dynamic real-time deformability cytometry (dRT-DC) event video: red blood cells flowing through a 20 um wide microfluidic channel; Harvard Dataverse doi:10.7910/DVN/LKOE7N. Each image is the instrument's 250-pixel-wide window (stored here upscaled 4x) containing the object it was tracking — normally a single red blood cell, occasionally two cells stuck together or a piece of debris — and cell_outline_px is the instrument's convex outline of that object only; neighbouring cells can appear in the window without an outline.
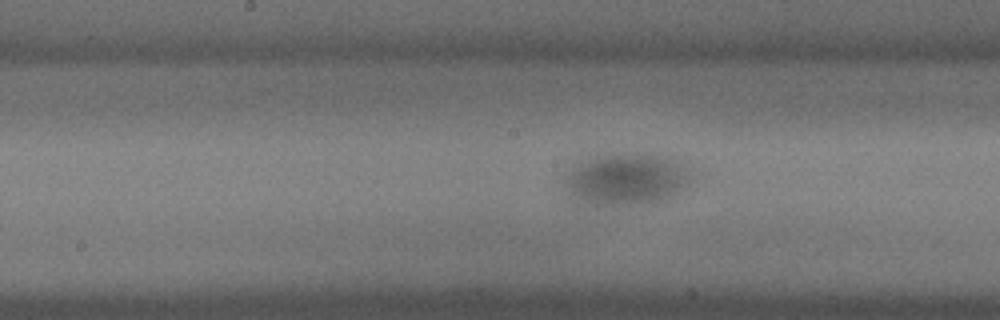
{"species": "common noctule bat (a hibernating species)", "species_latin": "Nyctalus noctula", "temperature_condition": "cold", "stored_images_in_passage": 37, "camera_frame_rate_fps": 3000, "um_per_image_px": 0.085, "animal": {"sex": "male", "body_mass_g": 18.8}, "frame": {"image": 1, "passage_image": 11, "time_ms": 3.333, "image_size_px": [1000, 320], "cell_outline_px": [[692, 180], [688, 184], [676, 192], [660, 200], [640, 204], [596, 204], [584, 200], [576, 196], [568, 188], [568, 176], [572, 168], [592, 156], [616, 152], [644, 152], [672, 156], [680, 160], [692, 168]], "centroid_in_image_um": [53.42, 15.13], "position_along_channel_um": 194.8, "area_um2": 37.97}}
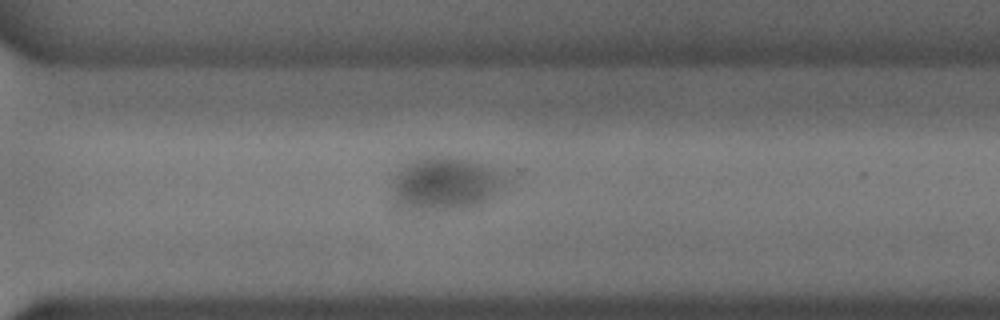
{"frame": {"image": 2, "passage_image": 22, "time_ms": 7.0, "image_size_px": [1000, 320], "cell_outline_px": [[508, 180], [504, 188], [480, 204], [460, 208], [400, 208], [396, 204], [392, 196], [392, 180], [400, 168], [408, 160], [432, 156], [456, 156], [488, 164], [508, 172]], "centroid_in_image_um": [37.91, 15.54], "position_along_channel_um": 332.7, "area_um2": 35.72}}
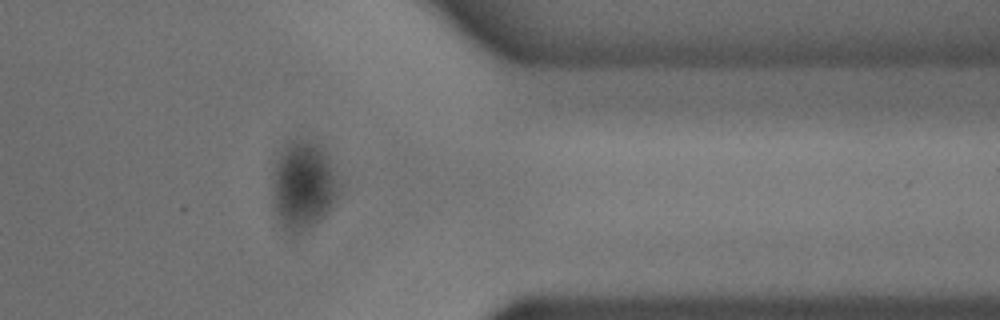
{"frame": {"image": 3, "passage_image": 27, "time_ms": 8.667, "image_size_px": [1000, 320], "cell_outline_px": [[340, 192], [320, 220], [316, 224], [292, 236], [280, 224], [272, 208], [272, 172], [276, 160], [284, 144], [296, 136], [300, 136], [316, 140], [328, 152], [340, 184]], "centroid_in_image_um": [25.75, 15.68], "position_along_channel_um": 385.6, "area_um2": 35.66}}